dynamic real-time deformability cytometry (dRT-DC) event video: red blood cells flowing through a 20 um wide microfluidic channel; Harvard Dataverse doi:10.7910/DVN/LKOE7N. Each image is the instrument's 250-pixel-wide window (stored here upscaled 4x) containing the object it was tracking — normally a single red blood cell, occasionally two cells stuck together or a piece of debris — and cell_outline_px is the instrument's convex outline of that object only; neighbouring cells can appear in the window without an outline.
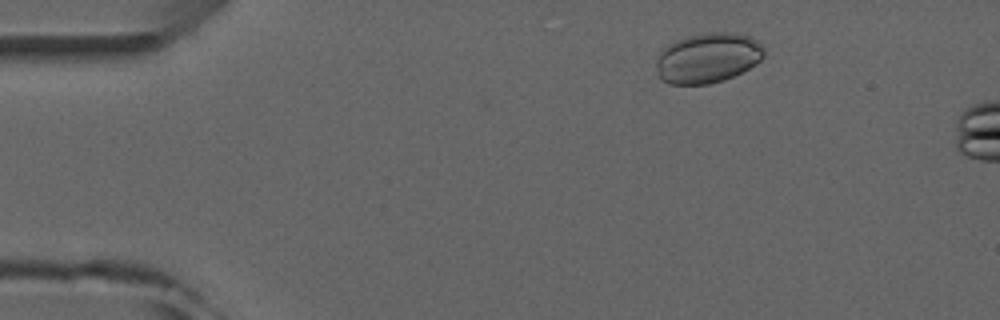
{"species": "common noctule bat (a hibernating species)", "species_latin": "Nyctalus noctula", "temperature_condition": "room temperature", "stored_images_in_passage": 2, "camera_frame_rate_fps": 3000, "um_per_image_px": 0.085, "animal": {"sex": "male", "forearm_length_mm": 52.5}, "frame": {"image": 1, "passage_image": 2, "time_ms": 1.0, "image_size_px": [1000, 320], "cell_outline_px": [[764, 56], [756, 64], [724, 80], [708, 84], [668, 84], [660, 80], [656, 64], [656, 60], [660, 52], [668, 44], [676, 40], [688, 36], [704, 32], [736, 32], [752, 36], [764, 44]], "centroid_in_image_um": [60.18, 4.9], "position_along_channel_um": 24.8, "area_um2": 31.85}}